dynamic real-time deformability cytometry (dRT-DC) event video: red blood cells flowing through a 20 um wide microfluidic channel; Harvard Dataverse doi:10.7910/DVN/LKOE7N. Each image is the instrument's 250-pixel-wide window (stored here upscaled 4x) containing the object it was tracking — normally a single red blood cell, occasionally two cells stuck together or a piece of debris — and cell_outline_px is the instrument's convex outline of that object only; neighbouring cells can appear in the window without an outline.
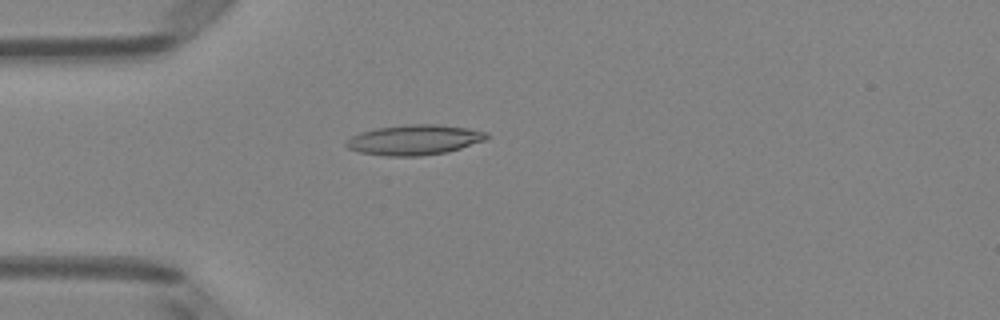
{"species": "Egyptian fruit bat (a non-hibernating species)", "species_latin": "Rousettus aegyptiacus", "temperature_condition": "room temperature", "stored_images_in_passage": 38, "camera_frame_rate_fps": 3000, "um_per_image_px": 0.085, "animal": {"sex": "female"}, "frame": {"image": 1, "passage_image": 2, "time_ms": 0.333, "image_size_px": [1000, 320], "cell_outline_px": [[488, 136], [484, 140], [448, 152], [420, 156], [384, 156], [360, 152], [348, 148], [344, 144], [352, 136], [360, 132], [376, 128], [408, 124], [440, 124], [468, 128], [488, 132]], "centroid_in_image_um": [35.22, 11.88], "position_along_channel_um": 49.8, "area_um2": 24.68}}
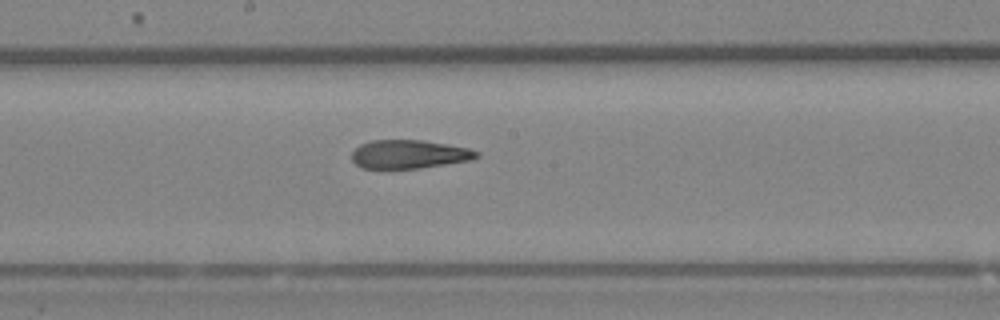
{"frame": {"image": 2, "passage_image": 15, "time_ms": 4.667, "image_size_px": [1000, 320], "cell_outline_px": [[480, 156], [472, 160], [420, 168], [360, 168], [352, 160], [352, 152], [360, 144], [372, 140], [424, 140], [468, 148], [480, 152]], "centroid_in_image_um": [34.79, 13.11], "position_along_channel_um": 213.4, "area_um2": 20.81}}
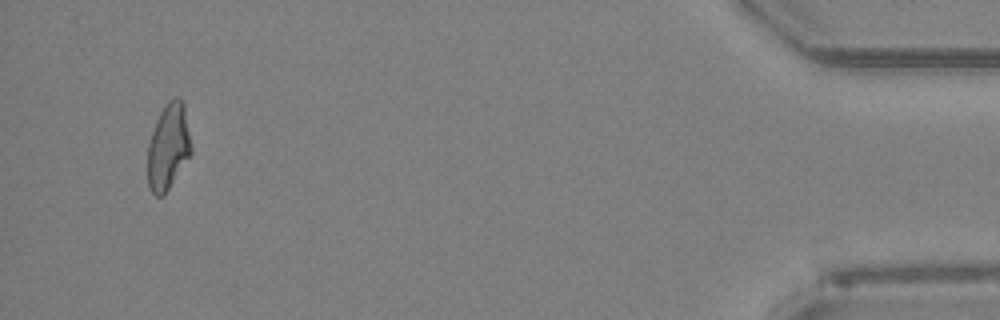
{"frame": {"image": 3, "passage_image": 36, "time_ms": 11.667, "image_size_px": [1000, 320], "cell_outline_px": [[192, 152], [164, 196], [156, 196], [148, 188], [148, 144], [156, 120], [160, 112], [168, 100], [176, 96], [180, 96], [184, 104], [192, 148]], "centroid_in_image_um": [14.31, 12.46], "position_along_channel_um": 420.9, "area_um2": 21.91}, "authors_computed_cell_mechanics": {"area_um2": 21.9351, "velocity_mm_per_s": 4.0618, "shape_relaxation_time_tau1_ms": null, "shape_relaxation_time_tau2_ms": 2.773, "deformation_change_tau1": null, "deformation_change_tau2": 0.1187}}